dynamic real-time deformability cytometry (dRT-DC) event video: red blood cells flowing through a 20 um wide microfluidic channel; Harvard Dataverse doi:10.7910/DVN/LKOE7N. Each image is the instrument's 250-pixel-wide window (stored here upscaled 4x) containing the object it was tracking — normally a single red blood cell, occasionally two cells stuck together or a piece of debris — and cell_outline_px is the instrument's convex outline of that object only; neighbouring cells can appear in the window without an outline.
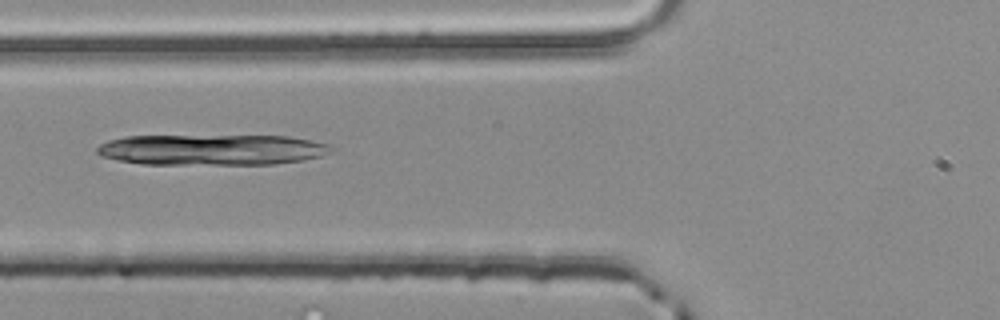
{"species": "common noctule bat (a hibernating species)", "species_latin": "Nyctalus noctula", "temperature_condition": "room temperature", "stored_images_in_passage": 4, "camera_frame_rate_fps": 3000, "um_per_image_px": 0.085, "animal": {"sex": "male", "body_mass_g": 20.4}, "frame": {"image": 1, "passage_image": 4, "time_ms": 1.0, "image_size_px": [1000, 320], "cell_outline_px": [[336, 148], [320, 156], [304, 160], [272, 164], [140, 164], [116, 160], [100, 156], [96, 152], [96, 148], [100, 144], [108, 140], [128, 136], [288, 136], [312, 140], [328, 144]], "centroid_in_image_um": [17.98, 12.73], "position_along_channel_um": 107.8, "area_um2": 42.14}}